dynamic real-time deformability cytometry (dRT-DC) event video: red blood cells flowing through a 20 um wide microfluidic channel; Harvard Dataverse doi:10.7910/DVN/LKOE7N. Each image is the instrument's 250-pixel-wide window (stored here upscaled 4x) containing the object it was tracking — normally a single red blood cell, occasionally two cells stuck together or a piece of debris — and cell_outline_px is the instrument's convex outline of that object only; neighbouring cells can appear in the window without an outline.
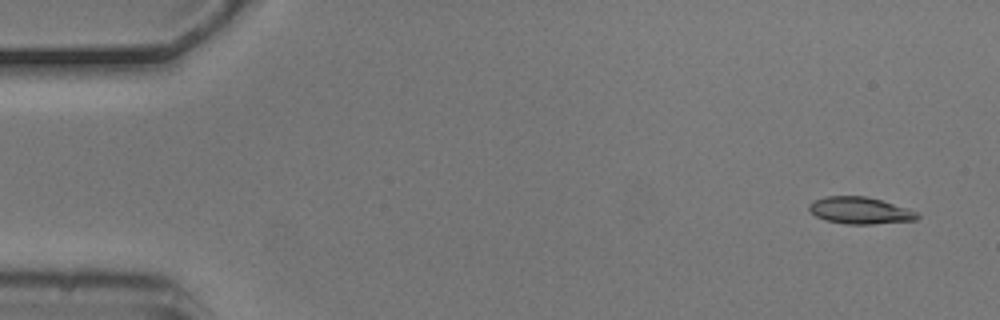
{"species": "common noctule bat (a hibernating species)", "species_latin": "Nyctalus noctula", "temperature_condition": "cold", "stored_images_in_passage": 10, "camera_frame_rate_fps": 3000, "um_per_image_px": 0.085, "animal": {"sex": "male", "body_mass_g": 20.5, "forearm_length_mm": 52.5}, "frame": {"image": 1, "passage_image": 1, "time_ms": 0.0, "image_size_px": [1000, 320], "cell_outline_px": [[920, 216], [916, 220], [872, 224], [844, 224], [824, 220], [816, 216], [808, 208], [808, 204], [812, 200], [824, 196], [864, 196], [880, 200], [908, 208], [920, 212]], "centroid_in_image_um": [73.09, 17.89], "position_along_channel_um": 11.9, "area_um2": 17.11}}
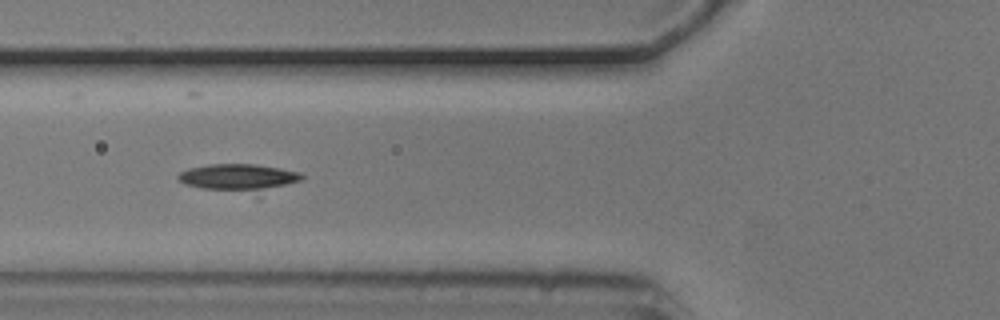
{"frame": {"image": 2, "passage_image": 6, "time_ms": 1.667, "image_size_px": [1000, 320], "cell_outline_px": [[304, 176], [300, 180], [260, 200], [256, 200], [200, 188], [184, 184], [176, 176], [180, 172], [188, 168], [208, 164], [256, 164], [280, 168], [300, 172]], "centroid_in_image_um": [20.41, 15.23], "position_along_channel_um": 105.4, "area_um2": 22.14}}
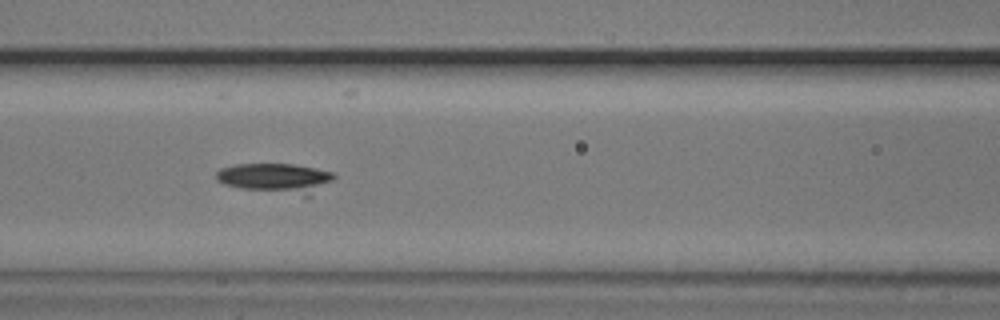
{"frame": {"image": 3, "passage_image": 7, "time_ms": 2.0, "image_size_px": [1000, 320], "cell_outline_px": [[336, 176], [332, 180], [308, 196], [304, 196], [240, 188], [224, 184], [216, 180], [216, 172], [220, 168], [236, 164], [292, 164], [316, 168], [332, 172]], "centroid_in_image_um": [23.41, 15.13], "position_along_channel_um": 143.2, "area_um2": 20.29}}